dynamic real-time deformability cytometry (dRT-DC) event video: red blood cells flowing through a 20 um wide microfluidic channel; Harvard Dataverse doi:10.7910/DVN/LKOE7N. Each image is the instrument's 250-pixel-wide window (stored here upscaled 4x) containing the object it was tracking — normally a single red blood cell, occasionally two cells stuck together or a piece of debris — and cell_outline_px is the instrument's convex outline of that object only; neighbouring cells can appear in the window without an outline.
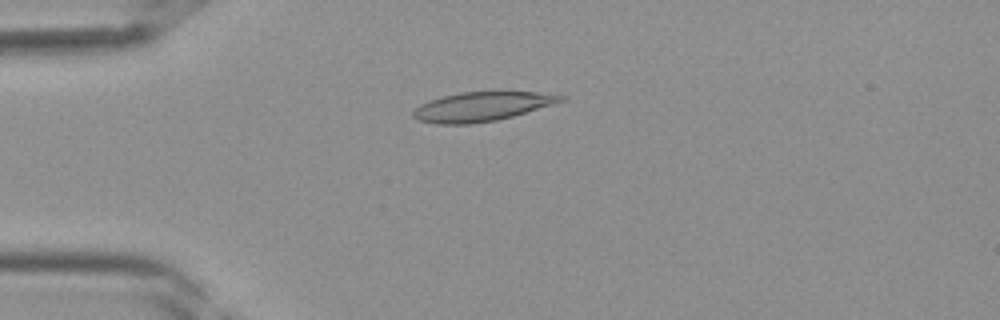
{"species": "Egyptian fruit bat (a non-hibernating species)", "species_latin": "Rousettus aegyptiacus", "temperature_condition": "room temperature", "stored_images_in_passage": 39, "camera_frame_rate_fps": 3000, "um_per_image_px": 0.085, "frame": {"image": 1, "passage_image": 10, "time_ms": 3.0, "image_size_px": [1000, 320], "cell_outline_px": [[568, 96], [564, 100], [552, 104], [512, 116], [496, 120], [468, 124], [436, 124], [420, 120], [412, 116], [412, 112], [420, 104], [428, 100], [460, 92], [536, 92]], "centroid_in_image_um": [40.92, 9.06], "position_along_channel_um": 44.1, "area_um2": 24.8}}
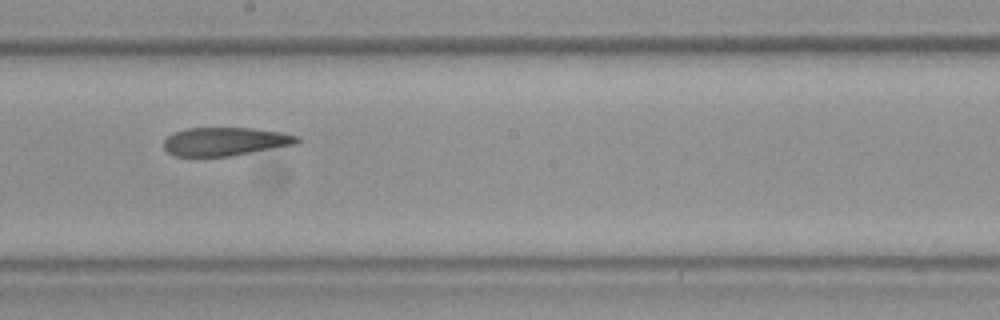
{"frame": {"image": 2, "passage_image": 22, "time_ms": 7.0, "image_size_px": [1000, 320], "cell_outline_px": [[300, 140], [296, 144], [232, 156], [176, 156], [168, 152], [164, 148], [164, 140], [168, 136], [176, 132], [188, 128], [252, 128], [284, 132], [300, 136]], "centroid_in_image_um": [19.19, 12.02], "position_along_channel_um": 229.0, "area_um2": 22.08}}
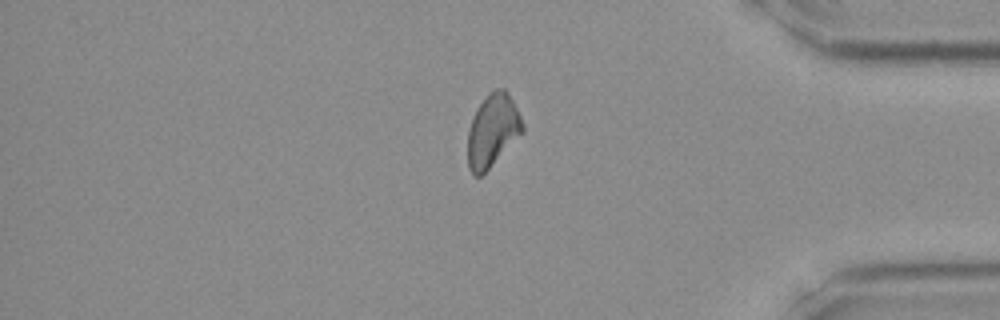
{"frame": {"image": 3, "passage_image": 33, "time_ms": 10.667, "image_size_px": [1000, 320], "cell_outline_px": [[524, 132], [480, 176], [472, 176], [468, 168], [468, 128], [472, 116], [488, 92], [496, 88], [504, 88], [508, 92], [524, 124]], "centroid_in_image_um": [41.86, 11.08], "position_along_channel_um": 393.3, "area_um2": 23.18}}